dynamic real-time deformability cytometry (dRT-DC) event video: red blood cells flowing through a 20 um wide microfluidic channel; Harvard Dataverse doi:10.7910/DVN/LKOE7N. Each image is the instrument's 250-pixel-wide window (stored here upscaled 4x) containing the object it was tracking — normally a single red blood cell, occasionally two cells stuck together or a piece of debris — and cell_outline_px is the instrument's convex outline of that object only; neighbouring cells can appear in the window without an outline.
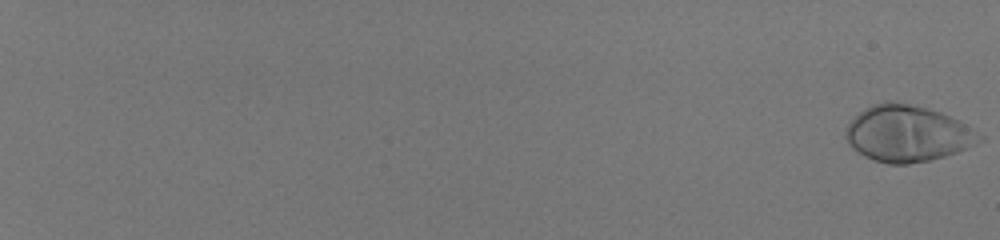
{"species": "human", "species_latin": "Homo sapiens", "temperature_condition": "room temperature", "stored_images_in_passage": 20, "camera_frame_rate_fps": 3000, "um_per_image_px": 0.085, "donor": {"sex": "male"}, "frame": {"image": 1, "passage_image": 1, "time_ms": 0.0, "image_size_px": [1000, 240], "cell_outline_px": [[984, 140], [956, 152], [944, 156], [928, 160], [908, 164], [888, 164], [872, 160], [864, 156], [852, 148], [848, 144], [844, 136], [848, 124], [864, 108], [872, 104], [884, 100], [888, 100], [928, 108], [940, 112], [964, 124], [984, 136]], "centroid_in_image_um": [77.09, 11.36], "position_along_channel_um": 7.9, "area_um2": 43.7}}
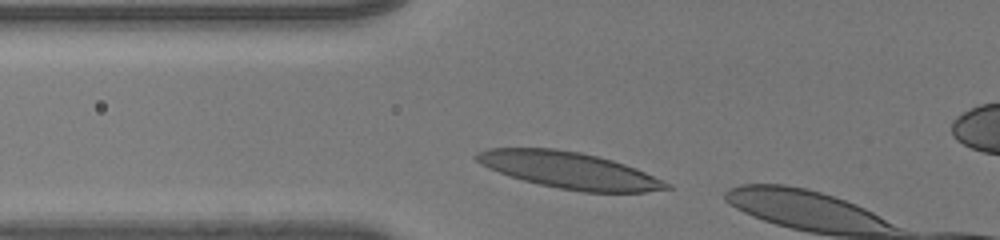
{"frame": {"image": 2, "passage_image": 18, "time_ms": 5.667, "image_size_px": [1000, 240], "cell_outline_px": [[672, 188], [644, 192], [584, 192], [560, 188], [540, 184], [524, 180], [500, 172], [476, 160], [472, 156], [476, 152], [488, 148], [556, 148], [580, 152], [612, 160], [636, 168], [672, 184]], "centroid_in_image_um": [48.42, 14.46], "position_along_channel_um": 77.4, "area_um2": 39.94}}